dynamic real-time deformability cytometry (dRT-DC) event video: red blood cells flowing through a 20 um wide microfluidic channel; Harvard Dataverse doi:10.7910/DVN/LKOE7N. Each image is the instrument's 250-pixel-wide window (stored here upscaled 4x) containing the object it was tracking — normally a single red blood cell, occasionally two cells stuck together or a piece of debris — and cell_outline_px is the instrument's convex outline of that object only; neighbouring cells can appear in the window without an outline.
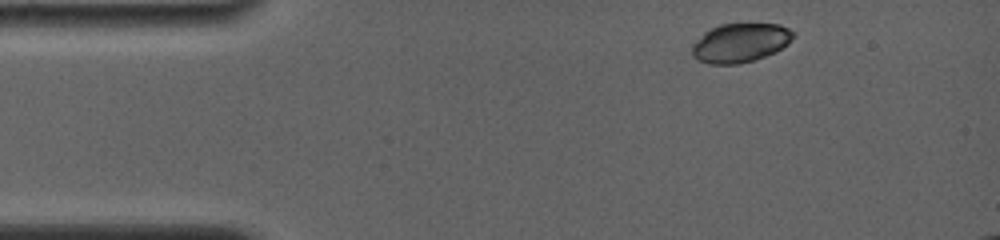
{"species": "common noctule bat (a hibernating species)", "species_latin": "Nyctalus noctula", "temperature_condition": "room temperature", "stored_images_in_passage": 5, "camera_frame_rate_fps": 4000, "um_per_image_px": 0.085, "animal": {"sex": "female", "body_mass_g": 19.0, "forearm_length_mm": 56.7}, "frame": {"image": 1, "passage_image": 1, "time_ms": 0.0, "image_size_px": [1000, 240], "cell_outline_px": [[796, 36], [788, 44], [776, 52], [740, 64], [708, 64], [692, 56], [692, 44], [704, 32], [720, 24], [780, 24], [796, 32]], "centroid_in_image_um": [62.95, 3.63], "position_along_channel_um": 22.0, "area_um2": 23.12}}
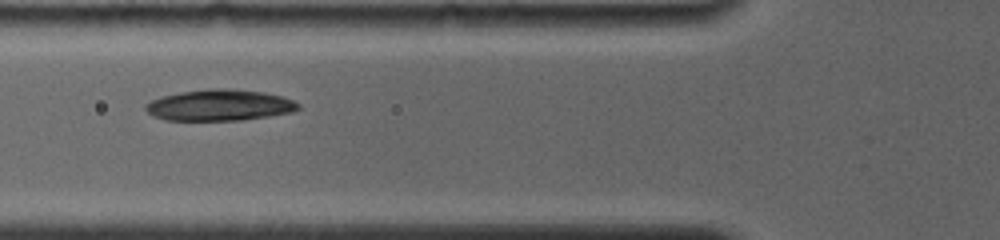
{"frame": {"image": 2, "passage_image": 4, "time_ms": 4.0, "image_size_px": [1000, 240], "cell_outline_px": [[300, 108], [292, 112], [244, 120], [164, 120], [152, 116], [144, 108], [144, 104], [160, 96], [180, 92], [212, 88], [228, 88], [264, 92], [280, 96], [292, 100], [300, 104]], "centroid_in_image_um": [18.63, 8.94], "position_along_channel_um": 107.2, "area_um2": 27.86}}
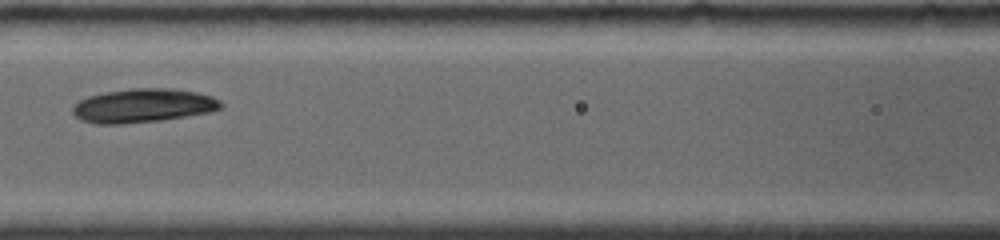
{"frame": {"image": 3, "passage_image": 5, "time_ms": 5.25, "image_size_px": [1000, 240], "cell_outline_px": [[224, 108], [212, 112], [160, 120], [120, 124], [96, 124], [80, 120], [72, 112], [72, 104], [88, 96], [104, 92], [132, 88], [168, 88], [196, 92], [212, 96], [220, 100], [224, 104]], "centroid_in_image_um": [12.17, 8.98], "position_along_channel_um": 154.4, "area_um2": 29.48}}